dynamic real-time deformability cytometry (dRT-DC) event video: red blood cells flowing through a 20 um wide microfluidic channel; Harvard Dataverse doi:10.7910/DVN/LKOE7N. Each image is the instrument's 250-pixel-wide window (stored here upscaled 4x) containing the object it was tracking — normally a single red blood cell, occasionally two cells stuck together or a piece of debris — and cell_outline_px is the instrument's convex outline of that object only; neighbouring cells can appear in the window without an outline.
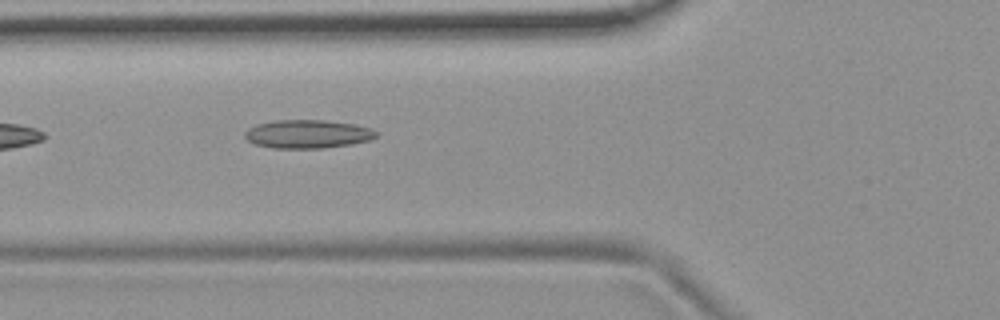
{"species": "common noctule bat (a hibernating species)", "species_latin": "Nyctalus noctula", "temperature_condition": "room temperature", "stored_images_in_passage": 6, "camera_frame_rate_fps": 3000, "um_per_image_px": 0.085, "animal": {"sex": "female", "body_mass_g": 19.9}, "frame": {"image": 1, "passage_image": 6, "time_ms": 1.667, "image_size_px": [1000, 320], "cell_outline_px": [[380, 136], [372, 140], [352, 144], [324, 148], [272, 148], [256, 144], [248, 140], [244, 136], [244, 132], [248, 128], [256, 124], [276, 120], [324, 120], [356, 124], [372, 128], [380, 132]], "centroid_in_image_um": [26.22, 11.39], "position_along_channel_um": 99.6, "area_um2": 22.14}}